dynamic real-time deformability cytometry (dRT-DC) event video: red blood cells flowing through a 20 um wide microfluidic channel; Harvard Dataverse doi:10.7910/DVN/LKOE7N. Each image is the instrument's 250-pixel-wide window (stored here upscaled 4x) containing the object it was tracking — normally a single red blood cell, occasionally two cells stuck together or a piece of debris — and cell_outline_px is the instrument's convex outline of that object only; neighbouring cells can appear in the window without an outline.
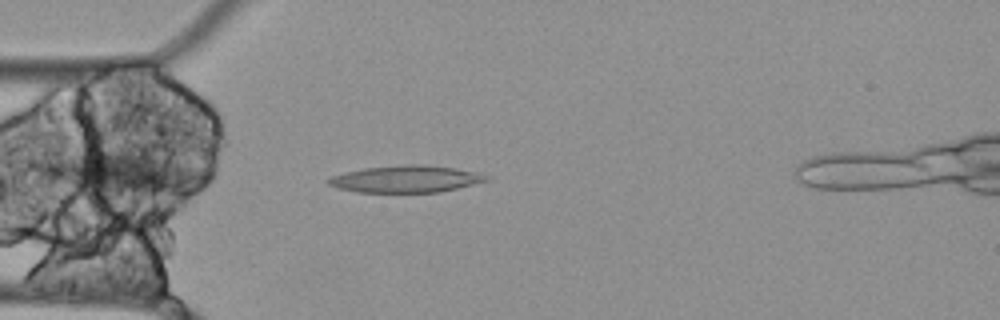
{"species": "Egyptian fruit bat (a non-hibernating species)", "species_latin": "Rousettus aegyptiacus", "temperature_condition": "cold", "stored_images_in_passage": 1, "camera_frame_rate_fps": 3000, "um_per_image_px": 0.085, "animal": {"sex": "female"}, "frame": {"image": 1, "passage_image": 1, "time_ms": 0.0, "image_size_px": [1000, 320], "cell_outline_px": [[492, 180], [440, 192], [356, 192], [340, 188], [328, 184], [324, 180], [332, 176], [344, 172], [364, 168], [404, 164], [424, 164], [480, 172], [492, 176]], "centroid_in_image_um": [34.56, 15.21], "position_along_channel_um": 50.4, "area_um2": 25.09}}